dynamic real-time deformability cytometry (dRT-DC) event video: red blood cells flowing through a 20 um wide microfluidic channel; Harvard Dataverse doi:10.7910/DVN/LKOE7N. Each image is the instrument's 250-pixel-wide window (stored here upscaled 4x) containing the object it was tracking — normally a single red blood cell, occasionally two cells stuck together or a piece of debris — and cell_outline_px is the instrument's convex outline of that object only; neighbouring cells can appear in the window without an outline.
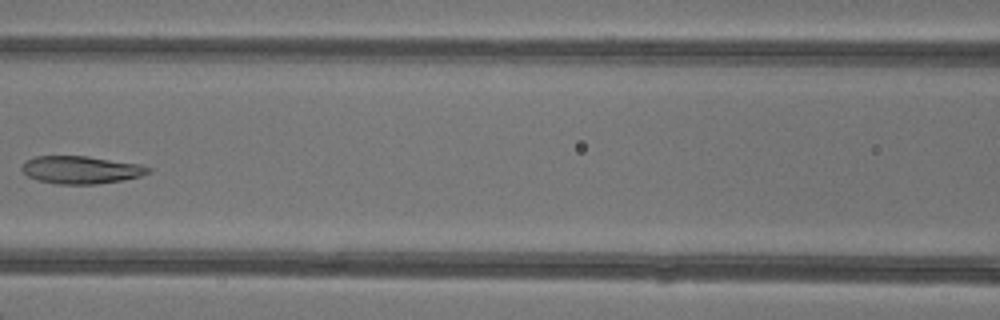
{"species": "common noctule bat (a hibernating species)", "species_latin": "Nyctalus noctula", "temperature_condition": "warm", "stored_images_in_passage": 7, "camera_frame_rate_fps": 3000, "um_per_image_px": 0.085, "animal": {"sex": "female"}, "frame": {"image": 1, "passage_image": 7, "time_ms": 7.0, "image_size_px": [1000, 320], "cell_outline_px": [[152, 172], [140, 176], [124, 180], [96, 184], [56, 184], [40, 180], [28, 176], [20, 168], [28, 160], [36, 156], [88, 156], [140, 164], [152, 168]], "centroid_in_image_um": [6.94, 14.43], "position_along_channel_um": 159.7, "area_um2": 20.35}}